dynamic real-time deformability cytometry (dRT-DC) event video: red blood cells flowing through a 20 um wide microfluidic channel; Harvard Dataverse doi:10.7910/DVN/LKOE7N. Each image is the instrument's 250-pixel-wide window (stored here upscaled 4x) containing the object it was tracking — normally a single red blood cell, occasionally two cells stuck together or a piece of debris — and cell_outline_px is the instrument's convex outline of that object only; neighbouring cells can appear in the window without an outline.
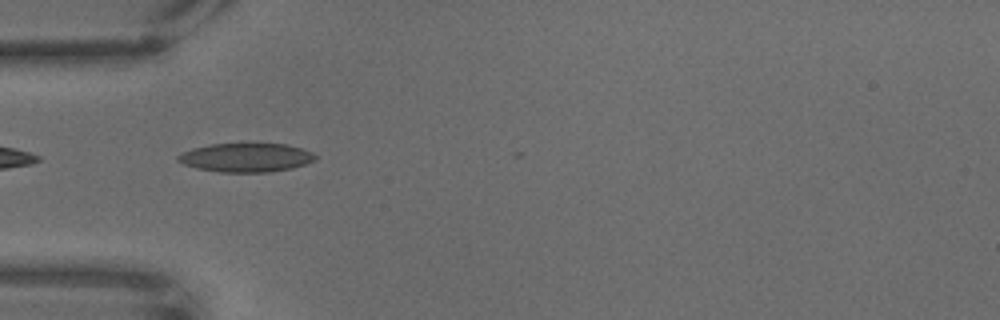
{"species": "common noctule bat (a hibernating species)", "species_latin": "Nyctalus noctula", "temperature_condition": "warm", "stored_images_in_passage": 4, "camera_frame_rate_fps": 3000, "um_per_image_px": 0.085, "animal": {"sex": "male", "body_mass_g": 18.8}, "frame": {"image": 1, "passage_image": 2, "time_ms": 0.333, "image_size_px": [1000, 320], "cell_outline_px": [[316, 160], [292, 168], [268, 172], [220, 172], [196, 168], [184, 164], [176, 160], [176, 156], [180, 152], [192, 148], [212, 144], [288, 144], [304, 148], [312, 152], [316, 156]], "centroid_in_image_um": [20.9, 13.39], "position_along_channel_um": 64.1, "area_um2": 23.18}}